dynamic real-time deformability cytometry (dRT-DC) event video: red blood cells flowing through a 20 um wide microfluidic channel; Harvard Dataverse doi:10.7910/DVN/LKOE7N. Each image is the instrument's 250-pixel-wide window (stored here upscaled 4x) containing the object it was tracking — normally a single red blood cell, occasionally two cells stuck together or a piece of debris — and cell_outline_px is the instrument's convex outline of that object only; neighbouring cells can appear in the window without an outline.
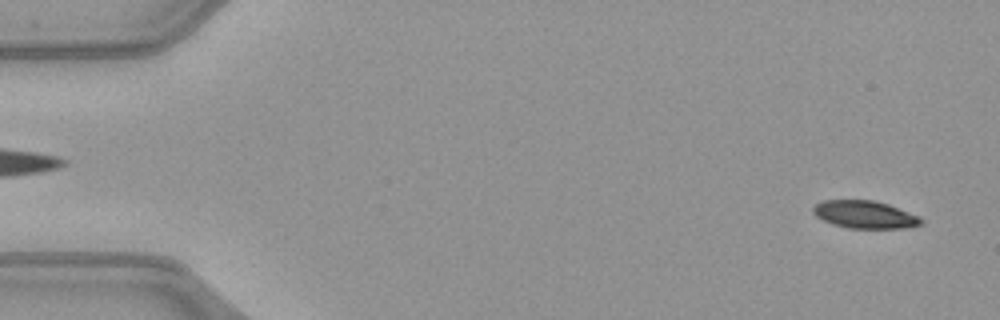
{"species": "common noctule bat (a hibernating species)", "species_latin": "Nyctalus noctula", "temperature_condition": "warm", "stored_images_in_passage": 50, "camera_frame_rate_fps": 3000, "um_per_image_px": 0.085, "animal": {"sex": "female", "body_mass_g": 21.9}, "frame": {"image": 1, "passage_image": 2, "time_ms": 0.333, "image_size_px": [1000, 320], "cell_outline_px": [[924, 224], [908, 228], [848, 228], [832, 224], [816, 216], [812, 212], [812, 208], [816, 204], [824, 200], [872, 200], [888, 204], [920, 216], [924, 220]], "centroid_in_image_um": [73.55, 18.24], "position_along_channel_um": 11.5, "area_um2": 17.51}}
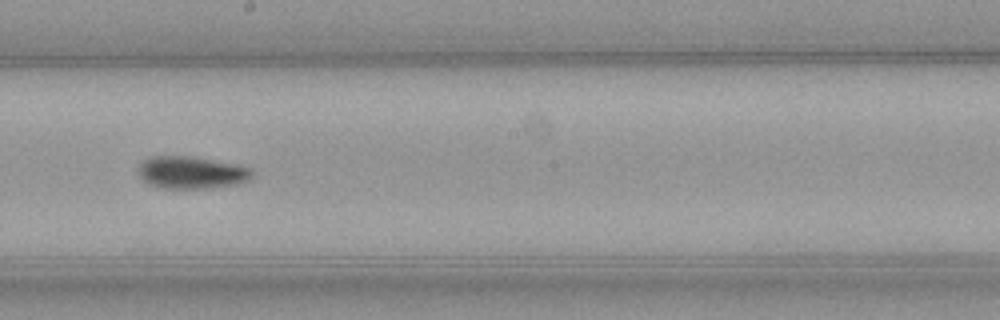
{"frame": {"image": 2, "passage_image": 28, "time_ms": 9.0, "image_size_px": [1000, 320], "cell_outline_px": [[252, 176], [248, 180], [240, 184], [208, 188], [164, 188], [148, 184], [136, 172], [136, 168], [140, 160], [148, 156], [188, 156], [236, 164], [248, 168], [252, 172]], "centroid_in_image_um": [16.19, 14.66], "position_along_channel_um": 232.0, "area_um2": 21.62}}
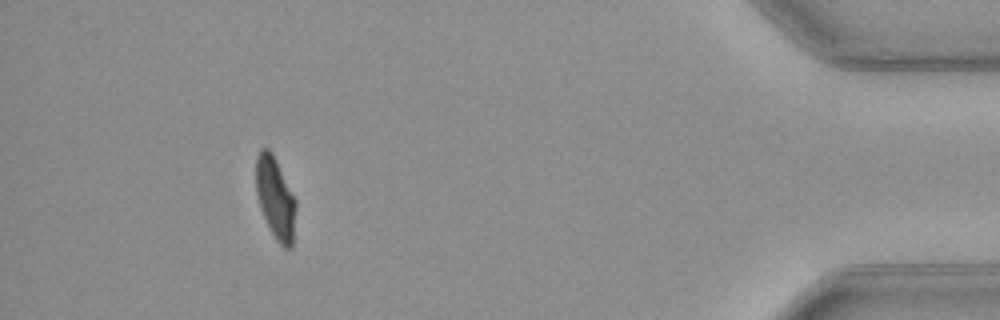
{"frame": {"image": 3, "passage_image": 46, "time_ms": 15.0, "image_size_px": [1000, 320], "cell_outline_px": [[296, 208], [292, 248], [284, 248], [276, 240], [260, 208], [256, 192], [256, 156], [260, 148], [268, 148], [272, 152], [296, 200]], "centroid_in_image_um": [23.41, 16.82], "position_along_channel_um": 411.8, "area_um2": 18.9}, "authors_computed_cell_mechanics": {"area_um2": 20.1144, "velocity_mm_per_s": 4.0528, "shape_relaxation_time_tau1_ms": 9.2519, "shape_relaxation_time_tau2_ms": 4.3944, "deformation_change_tau1": 0.2432, "deformation_change_tau2": 0.0916}}